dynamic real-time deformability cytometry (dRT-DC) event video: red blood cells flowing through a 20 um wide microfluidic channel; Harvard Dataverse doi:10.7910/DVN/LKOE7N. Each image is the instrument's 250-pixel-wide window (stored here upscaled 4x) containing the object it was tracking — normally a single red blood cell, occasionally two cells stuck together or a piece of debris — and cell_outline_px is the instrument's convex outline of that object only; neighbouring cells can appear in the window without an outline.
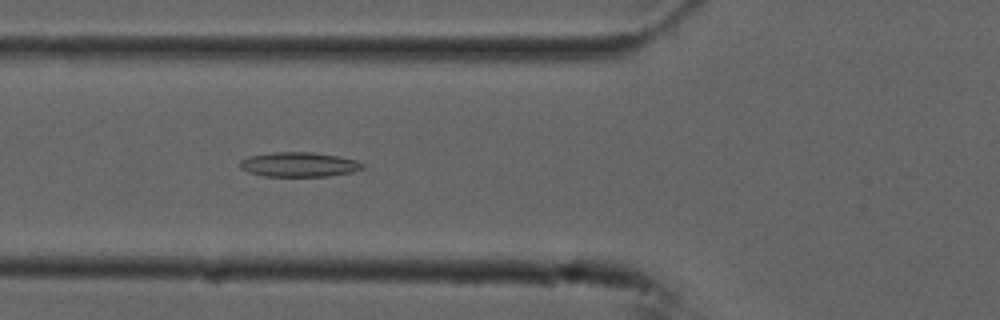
{"species": "common noctule bat (a hibernating species)", "species_latin": "Nyctalus noctula", "temperature_condition": "cold", "stored_images_in_passage": 53, "camera_frame_rate_fps": 3000, "um_per_image_px": 0.085, "animal": {"sex": "male", "forearm_length_mm": 52.5}, "frame": {"image": 1, "passage_image": 19, "time_ms": 6.0, "image_size_px": [1000, 320], "cell_outline_px": [[364, 168], [352, 172], [328, 176], [264, 176], [248, 172], [240, 168], [240, 160], [248, 156], [272, 152], [312, 152], [336, 156], [356, 160], [364, 164]], "centroid_in_image_um": [25.39, 13.98], "position_along_channel_um": 100.4, "area_um2": 17.57}}
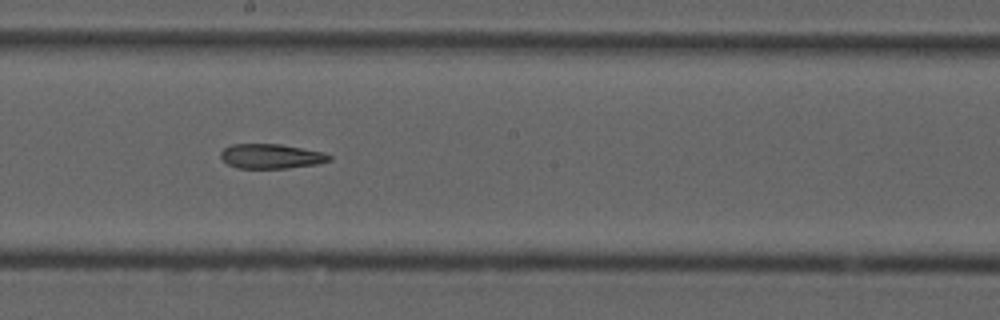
{"frame": {"image": 2, "passage_image": 29, "time_ms": 9.333, "image_size_px": [1000, 320], "cell_outline_px": [[332, 160], [320, 164], [288, 168], [236, 168], [228, 164], [220, 156], [220, 152], [224, 148], [232, 144], [280, 144], [324, 152], [332, 156]], "centroid_in_image_um": [23.08, 13.28], "position_along_channel_um": 225.1, "area_um2": 15.72}}
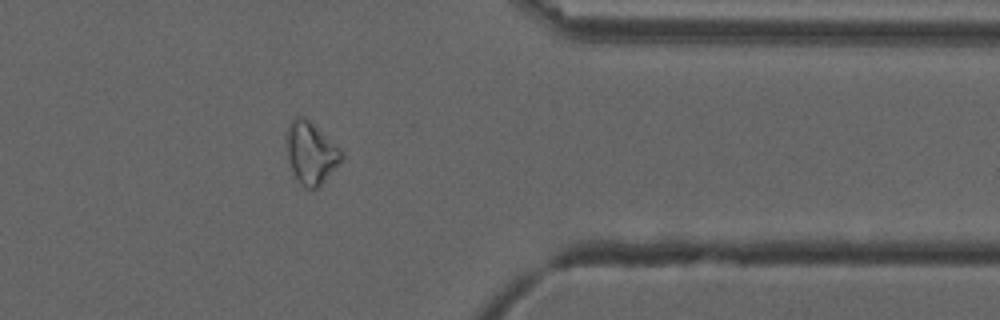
{"frame": {"image": 3, "passage_image": 43, "time_ms": 14.0, "image_size_px": [1000, 320], "cell_outline_px": [[344, 156], [320, 184], [316, 188], [308, 188], [300, 184], [292, 176], [284, 136], [284, 132], [288, 124], [296, 116], [304, 116], [340, 148], [344, 152]], "centroid_in_image_um": [26.36, 12.96], "position_along_channel_um": 385.0, "area_um2": 19.88}, "authors_computed_cell_mechanics": {"area_um2": 18.7272, "velocity_mm_per_s": 3.7425, "shape_relaxation_time_tau1_ms": null, "shape_relaxation_time_tau2_ms": 8.8599, "deformation_change_tau1": null, "deformation_change_tau2": 0.1871}}